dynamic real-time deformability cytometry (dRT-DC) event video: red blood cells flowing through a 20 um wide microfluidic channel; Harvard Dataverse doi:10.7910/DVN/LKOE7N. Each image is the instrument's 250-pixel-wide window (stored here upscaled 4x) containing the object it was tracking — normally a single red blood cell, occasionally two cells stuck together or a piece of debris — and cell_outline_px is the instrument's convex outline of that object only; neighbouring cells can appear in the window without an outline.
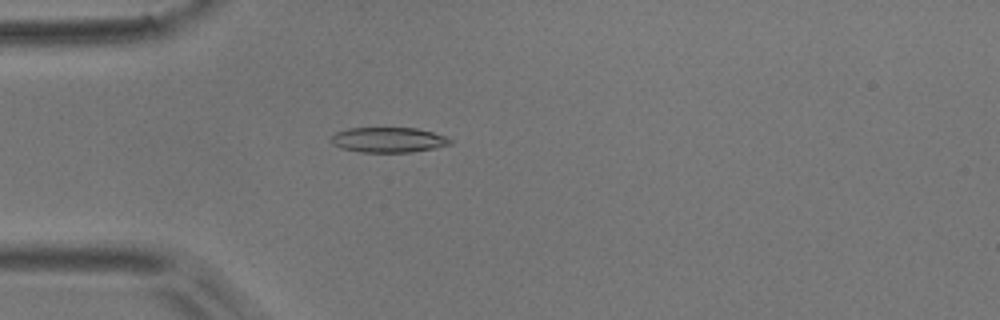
{"species": "common noctule bat (a hibernating species)", "species_latin": "Nyctalus noctula", "temperature_condition": "room temperature", "stored_images_in_passage": 5, "camera_frame_rate_fps": 3000, "um_per_image_px": 0.085, "animal": {"sex": "male", "body_mass_g": 17.9}, "frame": {"image": 1, "passage_image": 5, "time_ms": 1.333, "image_size_px": [1000, 320], "cell_outline_px": [[452, 144], [436, 148], [412, 152], [360, 152], [340, 148], [332, 144], [328, 140], [336, 132], [348, 128], [416, 128], [432, 132], [444, 136], [452, 140]], "centroid_in_image_um": [32.98, 11.89], "position_along_channel_um": 52.0, "area_um2": 17.57}}